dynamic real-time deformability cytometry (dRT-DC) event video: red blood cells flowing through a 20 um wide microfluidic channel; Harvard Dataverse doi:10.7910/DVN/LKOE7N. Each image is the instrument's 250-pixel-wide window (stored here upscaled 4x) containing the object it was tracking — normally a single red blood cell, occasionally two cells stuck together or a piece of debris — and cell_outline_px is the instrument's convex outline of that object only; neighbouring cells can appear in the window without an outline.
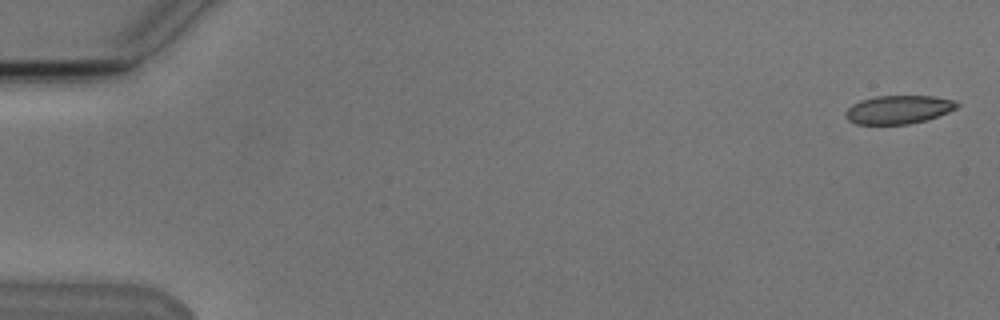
{"species": "Egyptian fruit bat (a non-hibernating species)", "species_latin": "Rousettus aegyptiacus", "temperature_condition": "cold", "stored_images_in_passage": 7, "camera_frame_rate_fps": 3000, "um_per_image_px": 0.085, "animal": {"sex": "male"}, "frame": {"image": 1, "passage_image": 1, "time_ms": 0.0, "image_size_px": [1000, 320], "cell_outline_px": [[960, 104], [956, 108], [948, 112], [924, 120], [908, 124], [856, 124], [848, 120], [844, 116], [844, 112], [852, 104], [860, 100], [876, 96], [936, 96], [956, 100]], "centroid_in_image_um": [76.35, 9.3], "position_along_channel_um": 8.6, "area_um2": 18.5}}
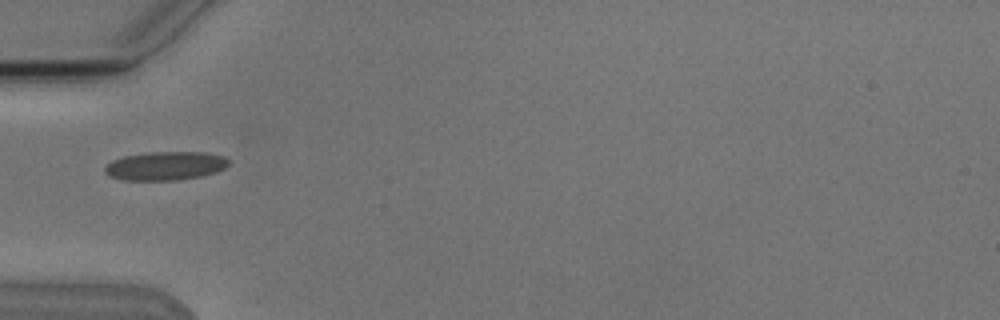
{"frame": {"image": 2, "passage_image": 5, "time_ms": 5.667, "image_size_px": [1000, 320], "cell_outline_px": [[228, 164], [224, 168], [216, 172], [200, 176], [176, 180], [124, 180], [108, 176], [104, 172], [104, 168], [112, 160], [124, 156], [148, 152], [204, 152], [224, 156], [228, 160]], "centroid_in_image_um": [14.03, 14.09], "position_along_channel_um": 71.0, "area_um2": 20.63}}
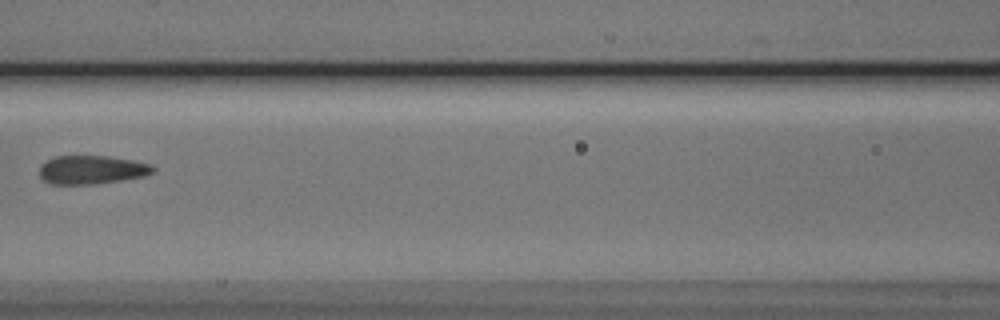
{"frame": {"image": 3, "passage_image": 7, "time_ms": 8.0, "image_size_px": [1000, 320], "cell_outline_px": [[156, 172], [144, 176], [120, 180], [92, 184], [52, 184], [44, 180], [40, 176], [40, 164], [56, 156], [108, 156], [132, 160], [152, 164], [156, 168]], "centroid_in_image_um": [7.83, 14.42], "position_along_channel_um": 158.8, "area_um2": 18.9}}